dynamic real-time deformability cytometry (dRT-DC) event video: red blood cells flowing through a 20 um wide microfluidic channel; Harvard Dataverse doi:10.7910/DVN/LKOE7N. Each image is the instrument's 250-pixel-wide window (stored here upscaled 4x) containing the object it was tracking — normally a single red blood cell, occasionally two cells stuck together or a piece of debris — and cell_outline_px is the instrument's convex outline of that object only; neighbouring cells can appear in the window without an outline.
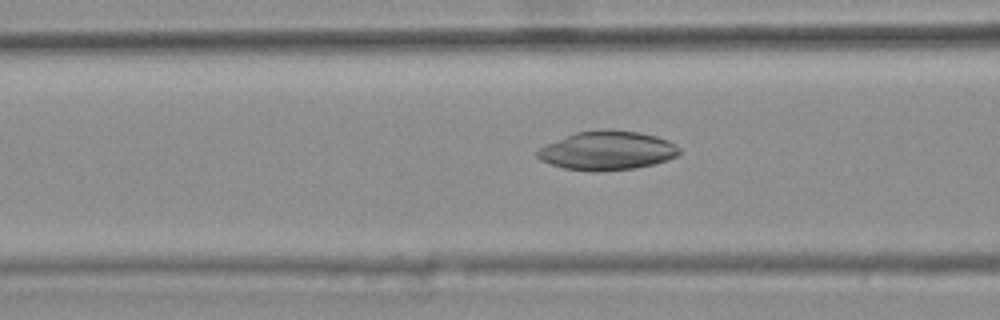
{"species": "common noctule bat (a hibernating species)", "species_latin": "Nyctalus noctula", "temperature_condition": "warm", "stored_images_in_passage": 48, "camera_frame_rate_fps": 3000, "um_per_image_px": 0.085, "animal": {"sex": "female", "body_mass_g": 25.1}, "frame": {"image": 1, "passage_image": 21, "time_ms": 6.667, "image_size_px": [1000, 320], "cell_outline_px": [[680, 156], [668, 160], [636, 168], [596, 172], [592, 172], [564, 168], [540, 160], [536, 156], [536, 152], [540, 148], [548, 144], [576, 132], [604, 128], [612, 128], [640, 132], [656, 136], [668, 140], [680, 148]], "centroid_in_image_um": [51.65, 12.79], "position_along_channel_um": 114.9, "area_um2": 32.48}}
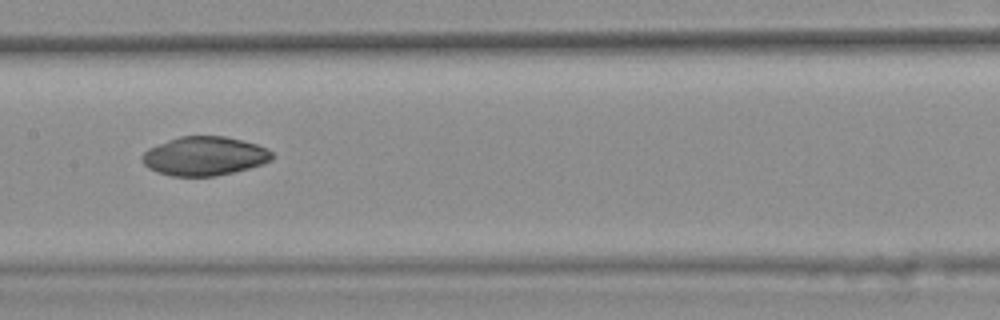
{"frame": {"image": 2, "passage_image": 27, "time_ms": 8.667, "image_size_px": [1000, 320], "cell_outline_px": [[272, 160], [264, 164], [216, 176], [168, 176], [156, 172], [148, 168], [144, 164], [140, 156], [148, 148], [168, 140], [180, 136], [224, 136], [256, 144], [268, 148], [272, 152]], "centroid_in_image_um": [17.35, 13.27], "position_along_channel_um": 190.0, "area_um2": 29.54}}
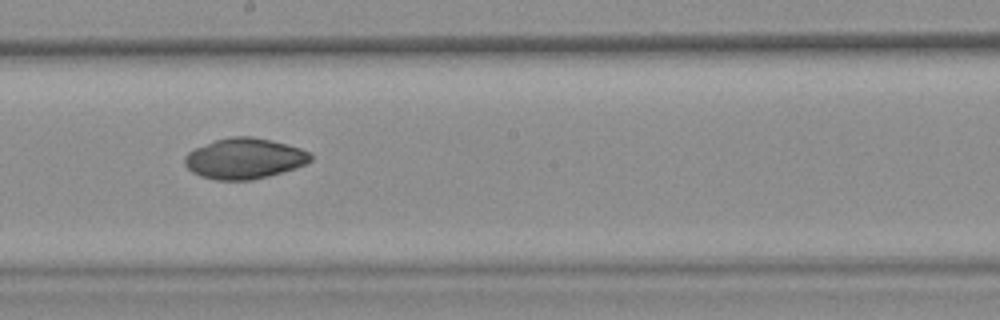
{"frame": {"image": 3, "passage_image": 30, "time_ms": 9.667, "image_size_px": [1000, 320], "cell_outline_px": [[312, 160], [308, 164], [296, 168], [268, 176], [252, 180], [216, 180], [200, 176], [192, 172], [184, 164], [184, 156], [188, 152], [196, 148], [216, 140], [232, 136], [252, 136], [272, 140], [300, 148], [308, 152], [312, 156]], "centroid_in_image_um": [20.78, 13.48], "position_along_channel_um": 227.4, "area_um2": 29.88}}